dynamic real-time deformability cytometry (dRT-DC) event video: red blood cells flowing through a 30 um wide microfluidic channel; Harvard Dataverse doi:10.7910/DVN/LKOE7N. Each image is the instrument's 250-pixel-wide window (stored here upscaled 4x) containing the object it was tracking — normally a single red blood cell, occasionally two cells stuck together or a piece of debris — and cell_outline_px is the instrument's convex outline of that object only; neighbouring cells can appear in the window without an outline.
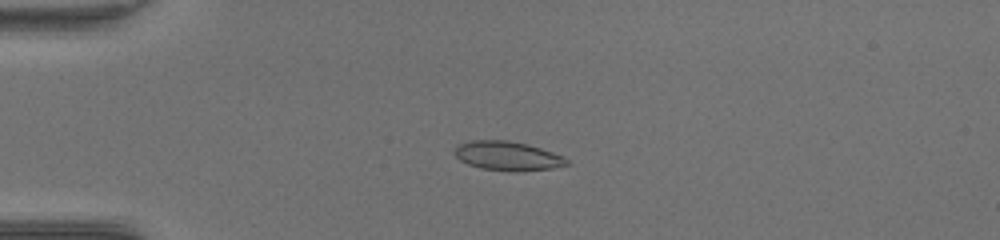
{"species": "common noctule bat (a hibernating species)", "species_latin": "Nyctalus noctula", "temperature_condition": "warm", "stored_images_in_passage": 53, "camera_frame_rate_fps": 3000, "um_per_image_px": 0.085, "animal": {"sex": "female", "body_mass_g": 17.0, "forearm_length_mm": 48.0}, "frame": {"image": 1, "passage_image": 14, "time_ms": 4.333, "image_size_px": [1000, 240], "cell_outline_px": [[572, 164], [552, 168], [516, 172], [512, 172], [480, 168], [468, 164], [460, 160], [452, 152], [456, 144], [468, 140], [508, 140], [528, 144], [564, 156]], "centroid_in_image_um": [43.12, 13.25], "position_along_channel_um": 41.9, "area_um2": 19.42}}
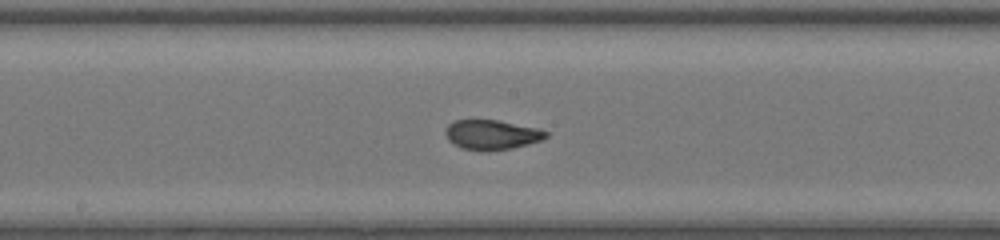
{"frame": {"image": 2, "passage_image": 29, "time_ms": 9.333, "image_size_px": [1000, 240], "cell_outline_px": [[548, 136], [540, 140], [528, 144], [512, 148], [488, 152], [480, 152], [460, 148], [448, 140], [444, 132], [444, 128], [448, 124], [456, 120], [496, 120], [540, 128], [548, 132]], "centroid_in_image_um": [41.77, 11.47], "position_along_channel_um": 206.4, "area_um2": 17.74}}
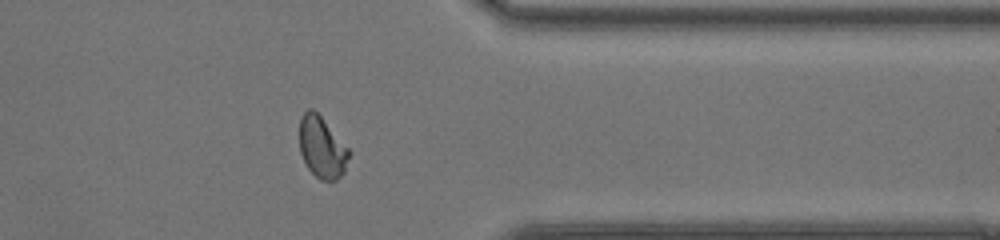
{"frame": {"image": 3, "passage_image": 43, "time_ms": 14.0, "image_size_px": [1000, 240], "cell_outline_px": [[352, 152], [344, 172], [336, 180], [320, 180], [308, 168], [300, 152], [300, 116], [308, 108], [312, 108], [320, 116]], "centroid_in_image_um": [27.38, 12.53], "position_along_channel_um": 384.0, "area_um2": 17.63}, "authors_computed_cell_mechanics": {"area_um2": 18.207, "velocity_mm_per_s": 3.9903, "shape_relaxation_time_tau1_ms": 7.8439, "shape_relaxation_time_tau2_ms": null, "deformation_change_tau1": 0.2291, "deformation_change_tau2": null}}